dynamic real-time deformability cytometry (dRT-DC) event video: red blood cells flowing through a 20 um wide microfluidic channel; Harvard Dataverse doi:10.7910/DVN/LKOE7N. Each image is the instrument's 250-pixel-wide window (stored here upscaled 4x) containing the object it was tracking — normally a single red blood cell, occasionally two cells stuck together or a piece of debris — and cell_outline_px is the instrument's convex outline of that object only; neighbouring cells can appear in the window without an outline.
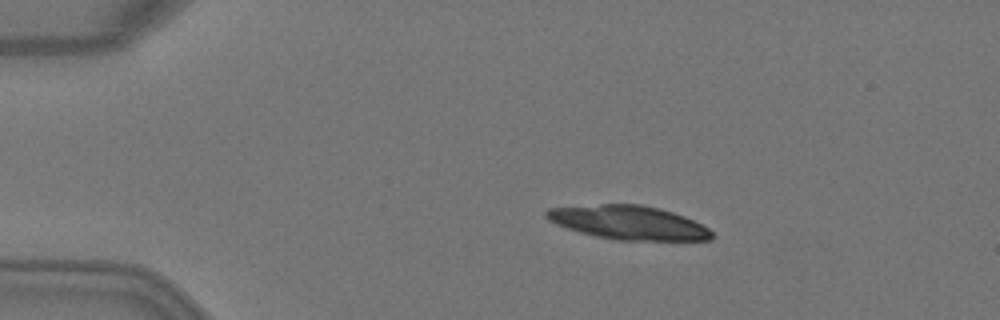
{"species": "Egyptian fruit bat (a non-hibernating species)", "species_latin": "Rousettus aegyptiacus", "temperature_condition": "warm", "stored_images_in_passage": 7, "camera_frame_rate_fps": 3000, "um_per_image_px": 0.085, "animal": {"sex": "female"}, "frame": {"image": 1, "passage_image": 1, "time_ms": 0.0, "image_size_px": [1000, 320], "cell_outline_px": [[716, 236], [712, 240], [616, 240], [596, 236], [580, 232], [556, 224], [548, 220], [544, 216], [544, 212], [548, 208], [600, 204], [640, 204], [660, 208], [684, 216], [708, 228]], "centroid_in_image_um": [53.42, 18.92], "position_along_channel_um": 31.6, "area_um2": 32.6}}